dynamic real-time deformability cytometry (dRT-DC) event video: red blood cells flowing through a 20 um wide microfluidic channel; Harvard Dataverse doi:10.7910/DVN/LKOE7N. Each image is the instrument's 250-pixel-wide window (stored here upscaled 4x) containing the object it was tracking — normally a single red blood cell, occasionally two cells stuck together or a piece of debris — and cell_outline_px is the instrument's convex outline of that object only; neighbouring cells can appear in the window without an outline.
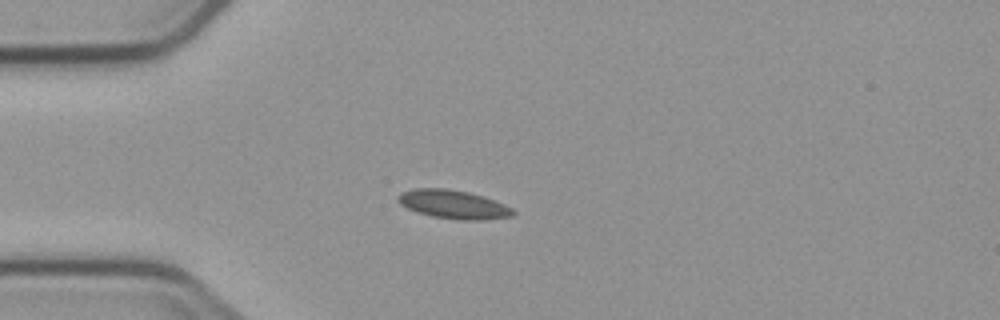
{"species": "common noctule bat (a hibernating species)", "species_latin": "Nyctalus noctula", "temperature_condition": "cold", "stored_images_in_passage": 6, "camera_frame_rate_fps": 3000, "um_per_image_px": 0.085, "animal": {"sex": "male", "body_mass_g": 23.1, "forearm_length_mm": 52.7}, "frame": {"image": 1, "passage_image": 4, "time_ms": 3.333, "image_size_px": [1000, 320], "cell_outline_px": [[516, 212], [512, 216], [480, 220], [456, 220], [432, 216], [416, 212], [400, 204], [396, 200], [396, 196], [400, 192], [412, 188], [444, 188], [468, 192], [504, 204], [512, 208]], "centroid_in_image_um": [38.47, 17.37], "position_along_channel_um": 46.5, "area_um2": 19.19}}
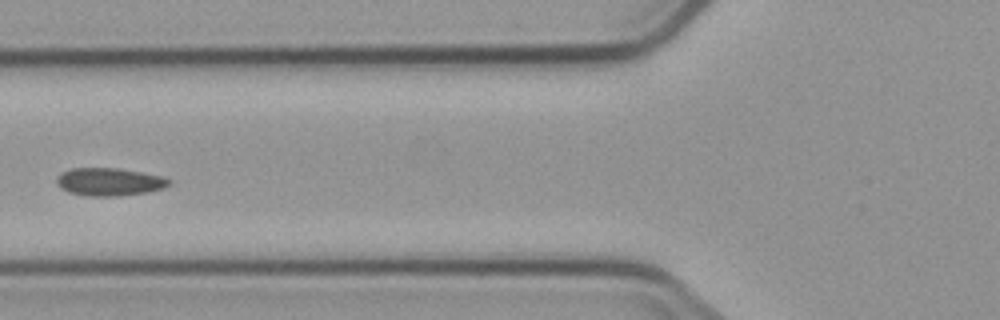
{"frame": {"image": 2, "passage_image": 6, "time_ms": 5.667, "image_size_px": [1000, 320], "cell_outline_px": [[172, 184], [164, 188], [148, 192], [116, 196], [88, 196], [68, 192], [60, 188], [56, 184], [56, 180], [60, 172], [72, 168], [116, 168], [164, 176], [172, 180]], "centroid_in_image_um": [9.3, 15.45], "position_along_channel_um": 116.5, "area_um2": 18.44}}